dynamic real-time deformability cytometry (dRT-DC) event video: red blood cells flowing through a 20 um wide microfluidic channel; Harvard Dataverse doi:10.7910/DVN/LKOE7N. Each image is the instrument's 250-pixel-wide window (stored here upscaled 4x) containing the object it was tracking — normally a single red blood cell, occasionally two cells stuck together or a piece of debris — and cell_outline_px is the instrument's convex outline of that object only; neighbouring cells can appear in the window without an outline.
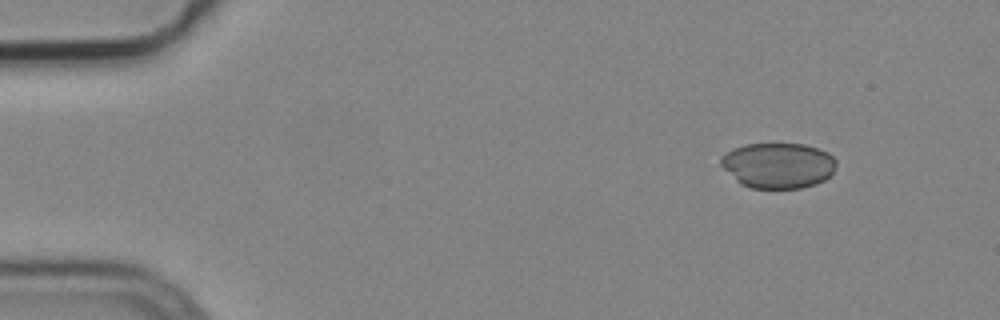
{"species": "common noctule bat (a hibernating species)", "species_latin": "Nyctalus noctula", "temperature_condition": "cold", "stored_images_in_passage": 4, "camera_frame_rate_fps": 3000, "um_per_image_px": 0.085, "animal": {"sex": "male", "body_mass_g": 19.2, "forearm_length_mm": 51.8}, "frame": {"image": 1, "passage_image": 1, "time_ms": 0.0, "image_size_px": [1000, 320], "cell_outline_px": [[836, 164], [832, 172], [824, 180], [816, 184], [800, 188], [752, 188], [740, 184], [720, 164], [720, 160], [728, 152], [744, 144], [804, 144], [828, 152], [836, 160]], "centroid_in_image_um": [66.16, 14.06], "position_along_channel_um": 18.8, "area_um2": 30.29}}